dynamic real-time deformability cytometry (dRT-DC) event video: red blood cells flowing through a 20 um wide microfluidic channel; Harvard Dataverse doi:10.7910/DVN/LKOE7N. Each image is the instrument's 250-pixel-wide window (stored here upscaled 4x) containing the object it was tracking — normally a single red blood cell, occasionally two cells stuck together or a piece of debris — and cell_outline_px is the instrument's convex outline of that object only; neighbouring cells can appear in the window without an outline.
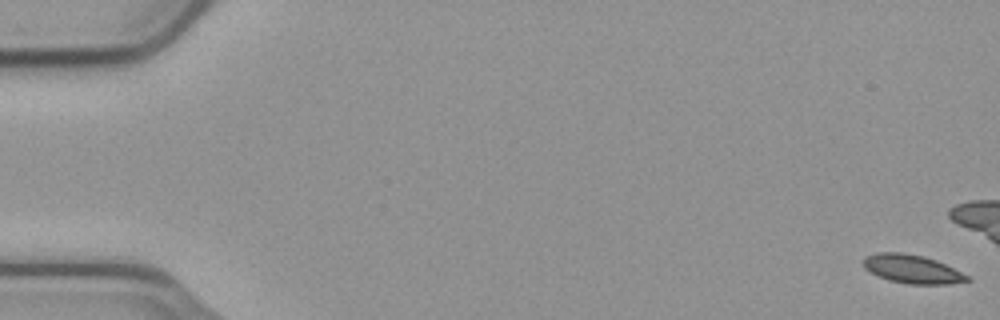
{"species": "common noctule bat (a hibernating species)", "species_latin": "Nyctalus noctula", "temperature_condition": "cold", "stored_images_in_passage": 57, "camera_frame_rate_fps": 3000, "um_per_image_px": 0.085, "animal": {"sex": "male", "body_mass_g": 23.1, "forearm_length_mm": 52.7}, "frame": {"image": 1, "passage_image": 1, "time_ms": 0.0, "image_size_px": [1000, 320], "cell_outline_px": [[972, 280], [948, 284], [908, 284], [888, 280], [864, 268], [864, 256], [876, 252], [900, 252], [924, 256], [936, 260], [968, 276]], "centroid_in_image_um": [77.51, 22.86], "position_along_channel_um": 7.5, "area_um2": 17.11}}
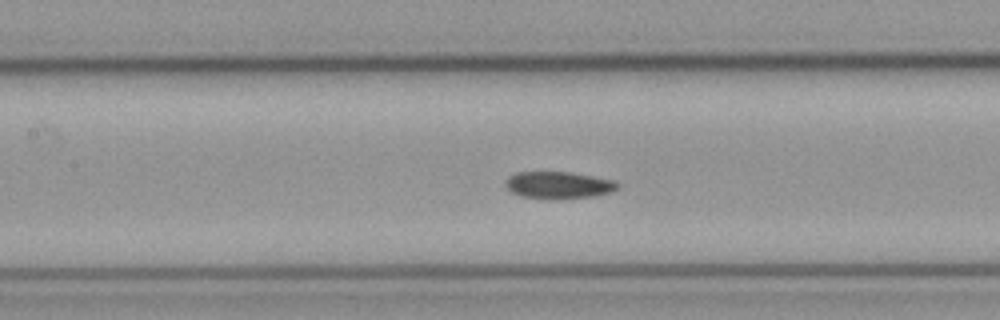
{"frame": {"image": 2, "passage_image": 26, "time_ms": 8.333, "image_size_px": [1000, 320], "cell_outline_px": [[620, 188], [612, 192], [592, 196], [552, 200], [520, 196], [512, 192], [504, 184], [504, 180], [508, 176], [516, 172], [572, 172], [616, 180], [620, 184]], "centroid_in_image_um": [47.49, 15.73], "position_along_channel_um": 159.9, "area_um2": 18.09}}
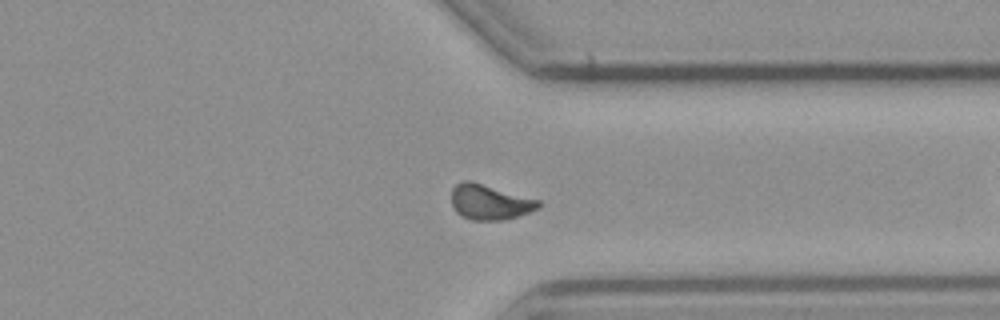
{"frame": {"image": 3, "passage_image": 43, "time_ms": 14.0, "image_size_px": [1000, 320], "cell_outline_px": [[540, 208], [516, 216], [500, 220], [472, 220], [460, 216], [456, 212], [452, 204], [452, 188], [460, 180], [472, 180], [540, 200]], "centroid_in_image_um": [41.6, 17.15], "position_along_channel_um": 369.8, "area_um2": 17.98}, "authors_computed_cell_mechanics": {"area_um2": 17.5134, "velocity_mm_per_s": 3.7285, "shape_relaxation_time_tau1_ms": null, "shape_relaxation_time_tau2_ms": 9.4771, "deformation_change_tau1": null, "deformation_change_tau2": 0.1}}